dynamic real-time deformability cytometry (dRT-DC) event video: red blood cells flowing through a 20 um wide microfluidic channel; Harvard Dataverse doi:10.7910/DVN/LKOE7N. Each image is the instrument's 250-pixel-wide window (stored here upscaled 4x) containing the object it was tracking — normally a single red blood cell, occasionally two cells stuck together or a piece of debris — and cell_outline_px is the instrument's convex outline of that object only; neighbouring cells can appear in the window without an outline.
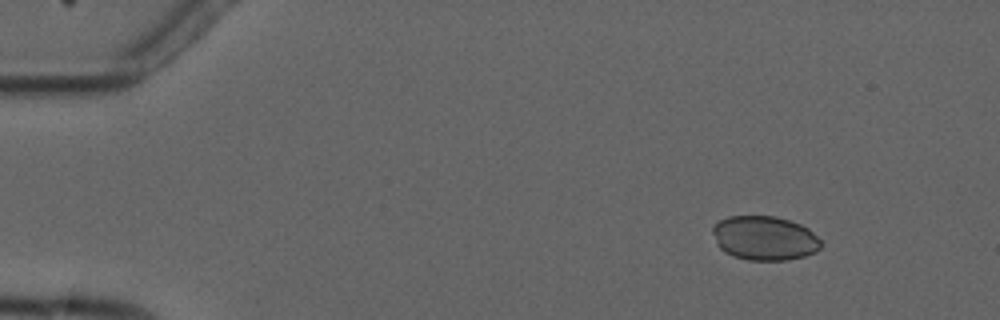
{"species": "common noctule bat (a hibernating species)", "species_latin": "Nyctalus noctula", "temperature_condition": "cold", "stored_images_in_passage": 5, "camera_frame_rate_fps": 3000, "um_per_image_px": 0.085, "animal": {"sex": "male", "forearm_length_mm": 52.5}, "frame": {"image": 1, "passage_image": 3, "time_ms": 2.0, "image_size_px": [1000, 320], "cell_outline_px": [[820, 248], [816, 252], [804, 256], [788, 260], [748, 260], [732, 256], [724, 252], [716, 244], [712, 232], [712, 224], [728, 216], [776, 216], [800, 224], [808, 228], [820, 240]], "centroid_in_image_um": [64.95, 20.24], "position_along_channel_um": 20.1, "area_um2": 28.09}}